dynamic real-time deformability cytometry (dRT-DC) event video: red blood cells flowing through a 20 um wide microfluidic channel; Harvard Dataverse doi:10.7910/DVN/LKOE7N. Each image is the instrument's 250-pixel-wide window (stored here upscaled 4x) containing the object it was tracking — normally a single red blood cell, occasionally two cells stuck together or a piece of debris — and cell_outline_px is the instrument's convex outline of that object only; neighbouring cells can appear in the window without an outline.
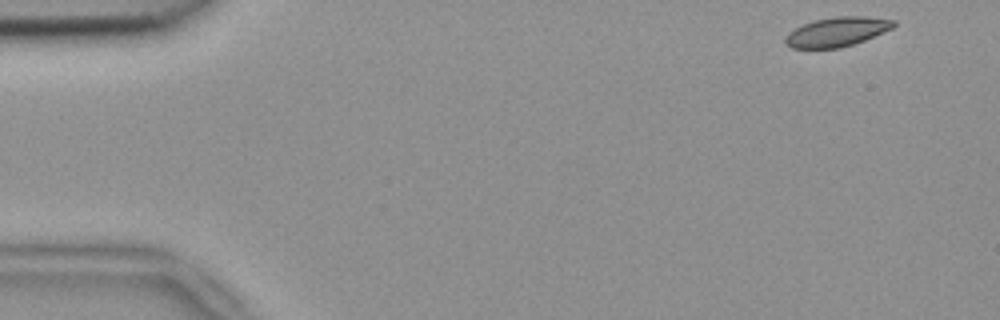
{"species": "common noctule bat (a hibernating species)", "species_latin": "Nyctalus noctula", "temperature_condition": "room temperature", "stored_images_in_passage": 11, "camera_frame_rate_fps": 3000, "um_per_image_px": 0.085, "animal": {"sex": "female", "body_mass_g": 18.4}, "frame": {"image": 1, "passage_image": 1, "time_ms": 0.0, "image_size_px": [1000, 320], "cell_outline_px": [[896, 24], [892, 28], [864, 40], [840, 48], [792, 48], [784, 44], [784, 40], [788, 32], [804, 24], [816, 20], [836, 16], [864, 16], [896, 20]], "centroid_in_image_um": [71.13, 2.7], "position_along_channel_um": 13.9, "area_um2": 18.38}}